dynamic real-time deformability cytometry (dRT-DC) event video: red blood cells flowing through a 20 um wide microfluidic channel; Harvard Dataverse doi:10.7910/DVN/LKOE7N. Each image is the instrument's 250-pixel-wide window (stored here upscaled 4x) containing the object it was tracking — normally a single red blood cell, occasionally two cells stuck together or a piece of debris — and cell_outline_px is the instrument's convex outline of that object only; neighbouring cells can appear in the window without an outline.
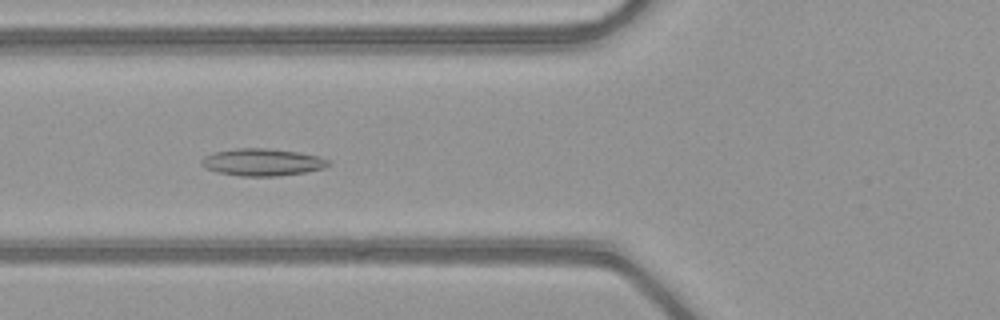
{"species": "common noctule bat (a hibernating species)", "species_latin": "Nyctalus noctula", "temperature_condition": "warm", "stored_images_in_passage": 52, "camera_frame_rate_fps": 3000, "um_per_image_px": 0.085, "animal": {"sex": "female", "body_mass_g": 21.9}, "frame": {"image": 1, "passage_image": 21, "time_ms": 6.667, "image_size_px": [1000, 320], "cell_outline_px": [[332, 164], [324, 168], [304, 172], [276, 176], [240, 176], [216, 172], [200, 164], [200, 160], [204, 156], [212, 152], [236, 148], [268, 148], [300, 152], [332, 160]], "centroid_in_image_um": [22.3, 13.78], "position_along_channel_um": 103.5, "area_um2": 20.29}}
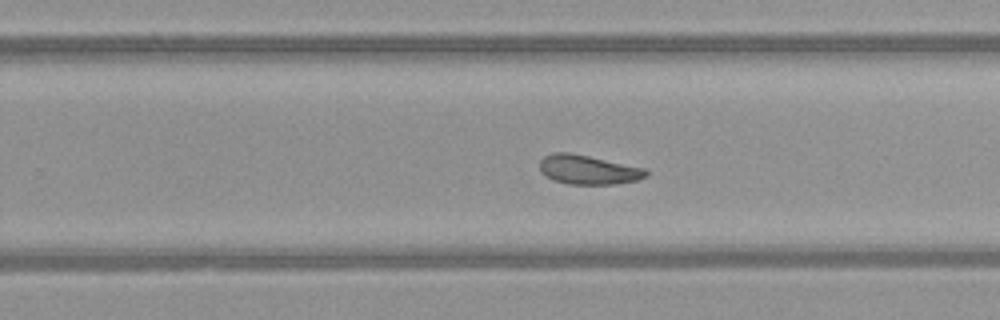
{"frame": {"image": 2, "passage_image": 34, "time_ms": 11.0, "image_size_px": [1000, 320], "cell_outline_px": [[648, 176], [636, 180], [616, 184], [568, 184], [556, 180], [540, 172], [540, 160], [544, 156], [552, 152], [568, 152], [588, 156], [644, 168], [648, 172]], "centroid_in_image_um": [49.99, 14.42], "position_along_channel_um": 279.8, "area_um2": 17.92}}
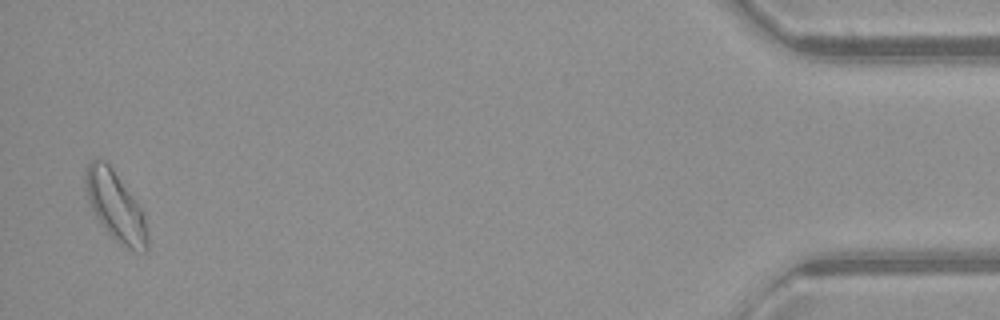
{"frame": {"image": 3, "passage_image": 51, "time_ms": 16.667, "image_size_px": [1000, 320], "cell_outline_px": [[148, 248], [144, 252], [136, 252], [120, 244], [108, 232], [96, 216], [88, 200], [84, 188], [84, 172], [88, 164], [92, 160], [100, 156], [112, 168], [136, 200], [144, 212], [148, 232]], "centroid_in_image_um": [9.82, 17.51], "position_along_channel_um": 425.4, "area_um2": 25.2}, "authors_computed_cell_mechanics": {"area_um2": 20.7791, "velocity_mm_per_s": 4.059, "shape_relaxation_time_tau1_ms": null, "shape_relaxation_time_tau2_ms": 5.2811, "deformation_change_tau1": null, "deformation_change_tau2": 0.1264}}